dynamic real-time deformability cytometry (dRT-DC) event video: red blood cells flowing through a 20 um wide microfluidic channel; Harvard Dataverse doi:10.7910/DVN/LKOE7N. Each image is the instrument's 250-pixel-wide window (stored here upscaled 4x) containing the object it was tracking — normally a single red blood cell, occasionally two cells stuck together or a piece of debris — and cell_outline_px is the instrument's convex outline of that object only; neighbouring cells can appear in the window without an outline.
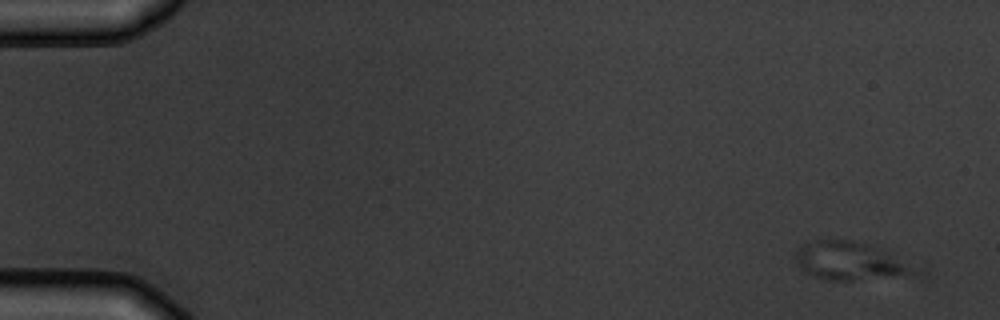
{"species": "common noctule bat (a hibernating species)", "species_latin": "Nyctalus noctula", "temperature_condition": "warm", "stored_images_in_passage": 5, "camera_frame_rate_fps": 3000, "um_per_image_px": 0.085, "animal": {"sex": "male", "body_mass_g": 19.5, "forearm_length_mm": 54.6}, "frame": {"image": 1, "passage_image": 1, "time_ms": 0.0, "image_size_px": [1000, 320], "cell_outline_px": [[928, 272], [924, 276], [852, 280], [828, 280], [804, 272], [800, 268], [792, 256], [804, 244], [816, 240], [852, 240], [868, 244], [880, 248]], "centroid_in_image_um": [72.42, 22.22], "position_along_channel_um": 12.6, "area_um2": 27.34}}
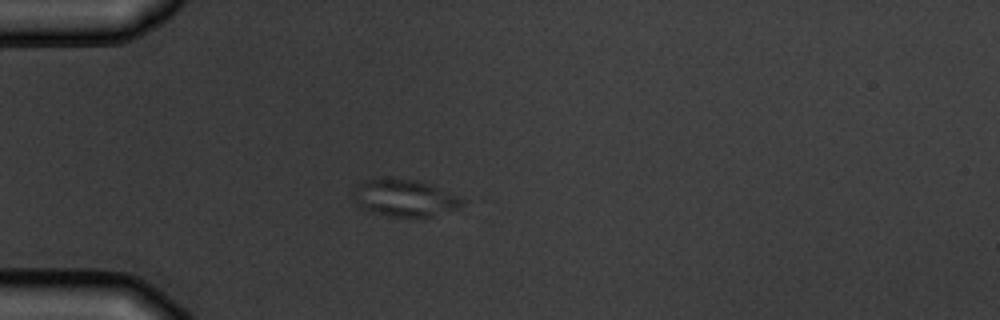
{"frame": {"image": 2, "passage_image": 5, "time_ms": 4.333, "image_size_px": [1000, 320], "cell_outline_px": [[468, 200], [464, 204], [456, 208], [432, 216], [408, 220], [388, 216], [372, 212], [360, 208], [356, 204], [352, 188], [356, 184], [372, 176], [388, 176], [416, 180], [428, 184], [460, 196]], "centroid_in_image_um": [34.32, 16.82], "position_along_channel_um": 50.7, "area_um2": 24.68}}